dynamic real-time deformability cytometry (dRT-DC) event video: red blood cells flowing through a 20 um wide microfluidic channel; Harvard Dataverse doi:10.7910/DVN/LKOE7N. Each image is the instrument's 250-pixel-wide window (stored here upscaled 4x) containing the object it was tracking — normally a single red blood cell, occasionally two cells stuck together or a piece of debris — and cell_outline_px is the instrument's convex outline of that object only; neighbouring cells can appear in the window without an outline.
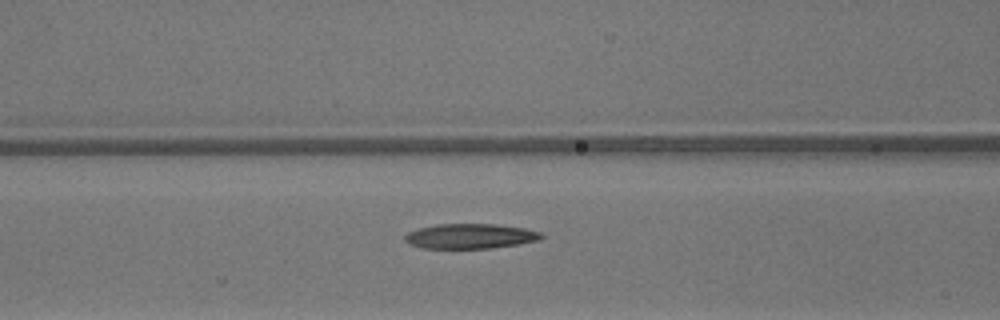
{"species": "common noctule bat (a hibernating species)", "species_latin": "Nyctalus noctula", "temperature_condition": "warm", "stored_images_in_passage": 50, "camera_frame_rate_fps": 3000, "um_per_image_px": 0.085, "animal": {"sex": "male", "body_mass_g": 13.3}, "frame": {"image": 1, "passage_image": 22, "time_ms": 7.0, "image_size_px": [1000, 320], "cell_outline_px": [[544, 236], [540, 240], [516, 244], [488, 248], [420, 248], [408, 244], [404, 240], [404, 236], [408, 232], [420, 228], [436, 224], [496, 224], [524, 228], [540, 232]], "centroid_in_image_um": [39.94, 20.07], "position_along_channel_um": 126.7, "area_um2": 19.77}}
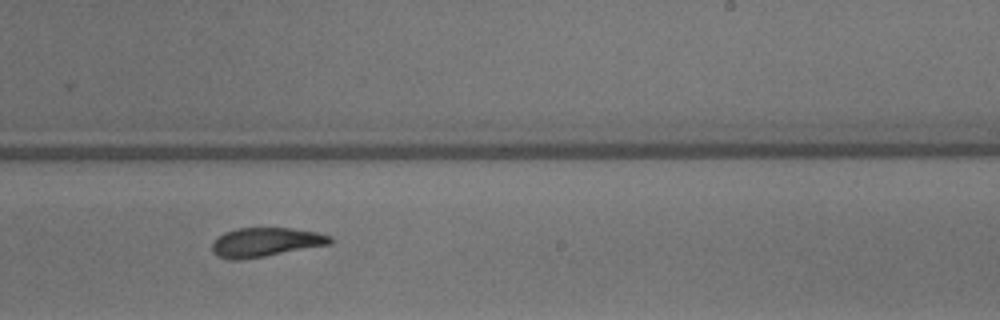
{"frame": {"image": 2, "passage_image": 32, "time_ms": 10.333, "image_size_px": [1000, 320], "cell_outline_px": [[332, 244], [264, 256], [240, 260], [228, 260], [216, 256], [212, 252], [212, 244], [224, 232], [236, 228], [292, 228], [316, 232], [332, 236]], "centroid_in_image_um": [22.57, 20.59], "position_along_channel_um": 266.4, "area_um2": 20.06}}
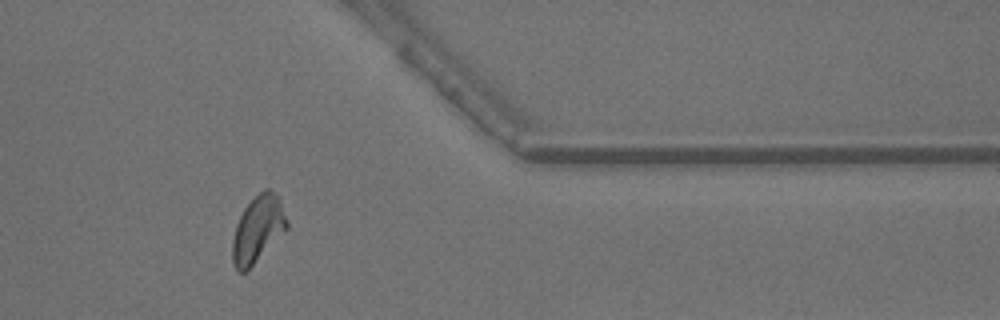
{"frame": {"image": 3, "passage_image": 42, "time_ms": 13.667, "image_size_px": [1000, 320], "cell_outline_px": [[288, 228], [244, 272], [240, 272], [236, 268], [232, 260], [232, 240], [236, 224], [244, 208], [264, 188], [268, 188], [280, 200], [288, 220]], "centroid_in_image_um": [21.91, 19.45], "position_along_channel_um": 389.5, "area_um2": 20.58}, "authors_computed_cell_mechanics": {"area_um2": 20.5768, "velocity_mm_per_s": 4.207, "shape_relaxation_time_tau1_ms": 5.1086, "shape_relaxation_time_tau2_ms": 2.2848, "deformation_change_tau1": 0.1789, "deformation_change_tau2": 0.1053}}